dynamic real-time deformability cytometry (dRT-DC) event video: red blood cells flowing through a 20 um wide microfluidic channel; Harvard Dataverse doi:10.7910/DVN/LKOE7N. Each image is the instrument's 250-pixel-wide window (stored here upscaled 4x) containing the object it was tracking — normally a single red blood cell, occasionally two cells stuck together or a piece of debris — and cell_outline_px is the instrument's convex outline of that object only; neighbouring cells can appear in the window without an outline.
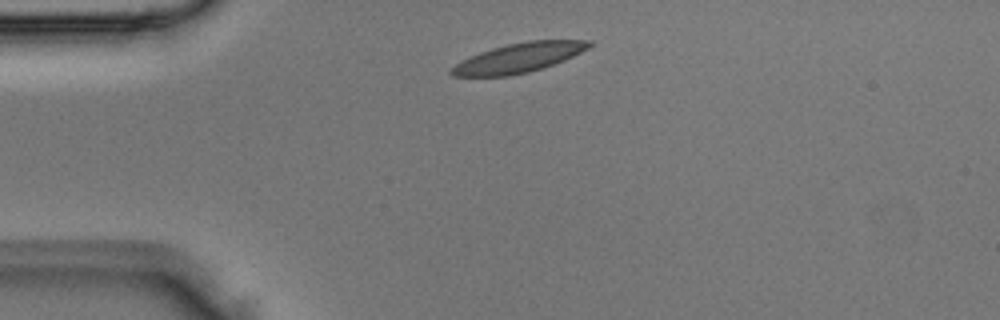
{"species": "Egyptian fruit bat (a non-hibernating species)", "species_latin": "Rousettus aegyptiacus", "temperature_condition": "room temperature", "stored_images_in_passage": 3, "camera_frame_rate_fps": 3000, "um_per_image_px": 0.085, "animal": {"sex": "male"}, "frame": {"image": 1, "passage_image": 1, "time_ms": 0.0, "image_size_px": [1000, 320], "cell_outline_px": [[592, 44], [588, 48], [564, 60], [528, 72], [508, 76], [452, 76], [448, 72], [460, 60], [480, 52], [492, 48], [508, 44], [528, 40], [592, 40]], "centroid_in_image_um": [44.06, 4.91], "position_along_channel_um": 40.9, "area_um2": 23.41}}
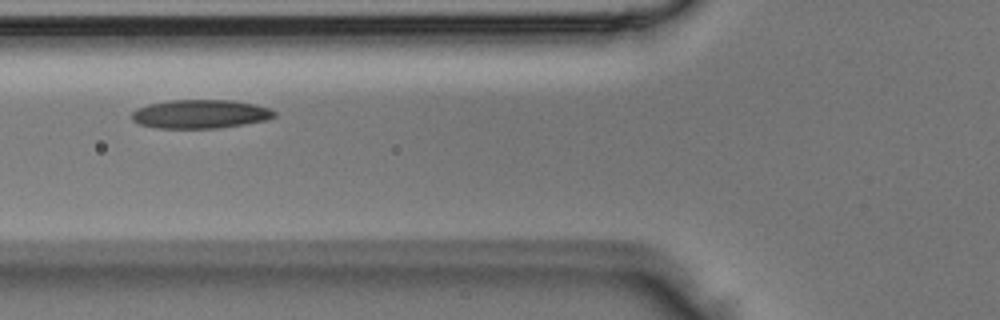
{"frame": {"image": 2, "passage_image": 3, "time_ms": 0.667, "image_size_px": [1000, 320], "cell_outline_px": [[276, 116], [268, 120], [244, 124], [216, 128], [156, 128], [140, 124], [132, 120], [132, 112], [136, 108], [148, 104], [168, 100], [232, 100], [256, 104], [268, 108], [276, 112]], "centroid_in_image_um": [17.03, 9.69], "position_along_channel_um": 108.8, "area_um2": 23.99}}